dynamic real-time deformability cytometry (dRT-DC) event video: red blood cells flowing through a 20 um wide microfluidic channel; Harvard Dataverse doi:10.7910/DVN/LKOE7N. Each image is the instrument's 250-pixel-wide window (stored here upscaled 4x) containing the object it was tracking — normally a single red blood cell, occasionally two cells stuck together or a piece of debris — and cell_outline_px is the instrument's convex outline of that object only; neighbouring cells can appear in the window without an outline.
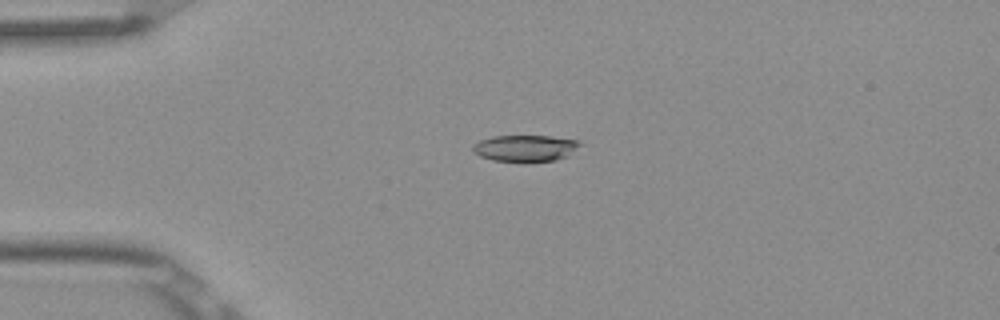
{"species": "Egyptian fruit bat (a non-hibernating species)", "species_latin": "Rousettus aegyptiacus", "temperature_condition": "room temperature", "stored_images_in_passage": 5, "camera_frame_rate_fps": 3000, "um_per_image_px": 0.085, "frame": {"image": 1, "passage_image": 4, "time_ms": 1.0, "image_size_px": [1000, 320], "cell_outline_px": [[584, 144], [568, 156], [556, 160], [524, 164], [492, 160], [480, 156], [472, 152], [472, 144], [480, 140], [492, 136], [552, 136], [580, 140]], "centroid_in_image_um": [44.67, 12.62], "position_along_channel_um": 40.3, "area_um2": 17.4}}